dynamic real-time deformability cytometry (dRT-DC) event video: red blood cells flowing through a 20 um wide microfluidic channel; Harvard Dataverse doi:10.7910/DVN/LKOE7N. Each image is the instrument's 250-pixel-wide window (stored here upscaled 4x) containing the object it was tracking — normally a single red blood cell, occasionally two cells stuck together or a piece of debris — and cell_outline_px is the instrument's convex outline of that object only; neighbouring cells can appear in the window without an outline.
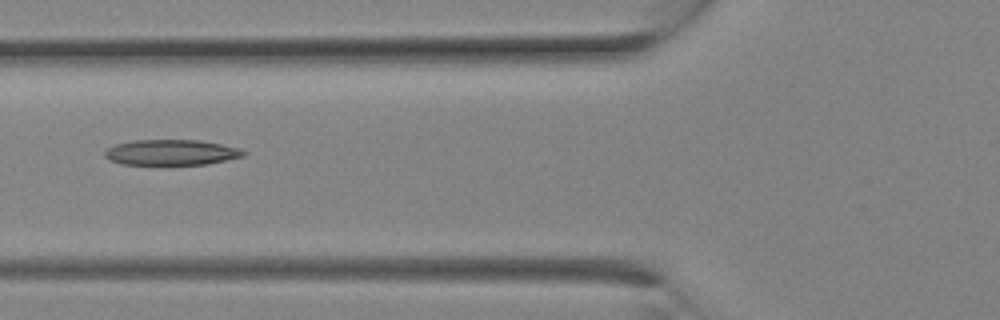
{"species": "Egyptian fruit bat (a non-hibernating species)", "species_latin": "Rousettus aegyptiacus", "temperature_condition": "room temperature", "stored_images_in_passage": 11, "camera_frame_rate_fps": 3000, "um_per_image_px": 0.085, "animal": {"sex": "female"}, "frame": {"image": 1, "passage_image": 10, "time_ms": 3.0, "image_size_px": [1000, 320], "cell_outline_px": [[248, 152], [244, 156], [208, 164], [120, 164], [108, 160], [104, 156], [104, 152], [108, 148], [116, 144], [136, 140], [200, 140], [240, 148]], "centroid_in_image_um": [14.57, 12.95], "position_along_channel_um": 111.2, "area_um2": 20.63}}